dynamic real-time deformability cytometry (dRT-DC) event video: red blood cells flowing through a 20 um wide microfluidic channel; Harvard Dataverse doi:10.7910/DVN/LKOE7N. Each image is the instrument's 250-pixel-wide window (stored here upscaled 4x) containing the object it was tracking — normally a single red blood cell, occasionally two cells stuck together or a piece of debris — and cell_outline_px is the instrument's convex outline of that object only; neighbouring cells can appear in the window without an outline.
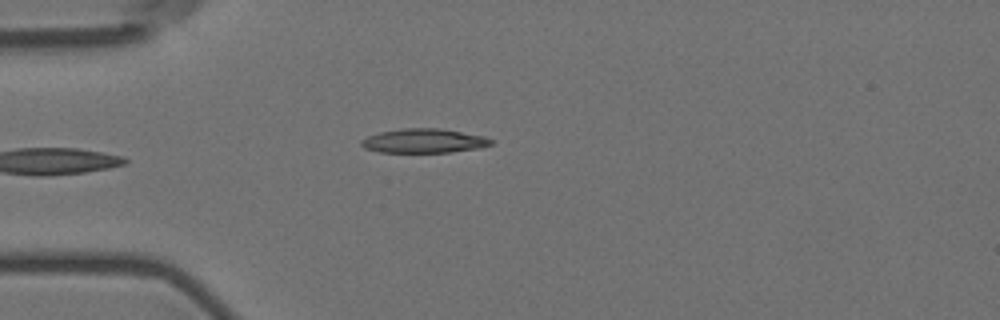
{"species": "Egyptian fruit bat (a non-hibernating species)", "species_latin": "Rousettus aegyptiacus", "temperature_condition": "room temperature", "stored_images_in_passage": 6, "camera_frame_rate_fps": 3000, "um_per_image_px": 0.085, "animal": {"sex": "female"}, "frame": {"image": 1, "passage_image": 6, "time_ms": 1.667, "image_size_px": [1000, 320], "cell_outline_px": [[492, 144], [480, 148], [452, 152], [380, 152], [364, 148], [360, 144], [360, 140], [368, 136], [380, 132], [400, 128], [440, 128], [484, 136], [492, 140]], "centroid_in_image_um": [36.02, 11.97], "position_along_channel_um": 49.0, "area_um2": 18.32}}